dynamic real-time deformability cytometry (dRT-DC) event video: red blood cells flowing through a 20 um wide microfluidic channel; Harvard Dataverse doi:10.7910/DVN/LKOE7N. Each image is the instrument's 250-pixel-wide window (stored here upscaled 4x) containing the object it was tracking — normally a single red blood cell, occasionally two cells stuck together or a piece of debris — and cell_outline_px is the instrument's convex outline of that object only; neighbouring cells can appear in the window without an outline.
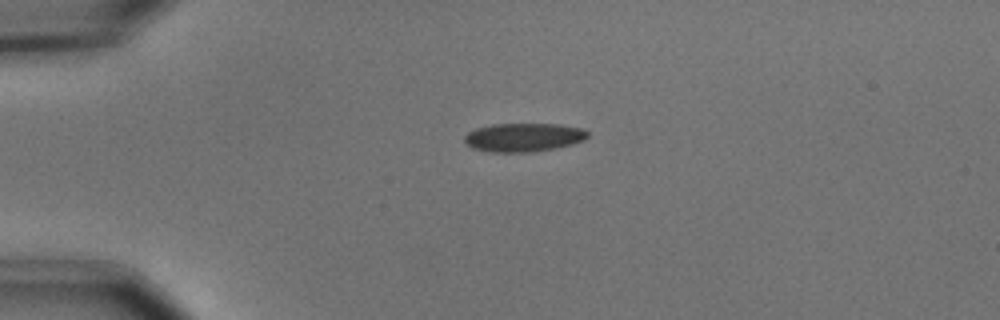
{"species": "common noctule bat (a hibernating species)", "species_latin": "Nyctalus noctula", "temperature_condition": "cold", "stored_images_in_passage": 30, "camera_frame_rate_fps": 3000, "um_per_image_px": 0.085, "animal": {"sex": "male", "body_mass_g": 15.6}, "frame": {"image": 1, "passage_image": 1, "time_ms": 0.0, "image_size_px": [1000, 320], "cell_outline_px": [[588, 136], [584, 140], [572, 144], [556, 148], [532, 152], [488, 152], [472, 148], [464, 140], [464, 136], [468, 132], [476, 128], [492, 124], [556, 124], [580, 128], [588, 132]], "centroid_in_image_um": [44.48, 11.68], "position_along_channel_um": 40.5, "area_um2": 20.52}}
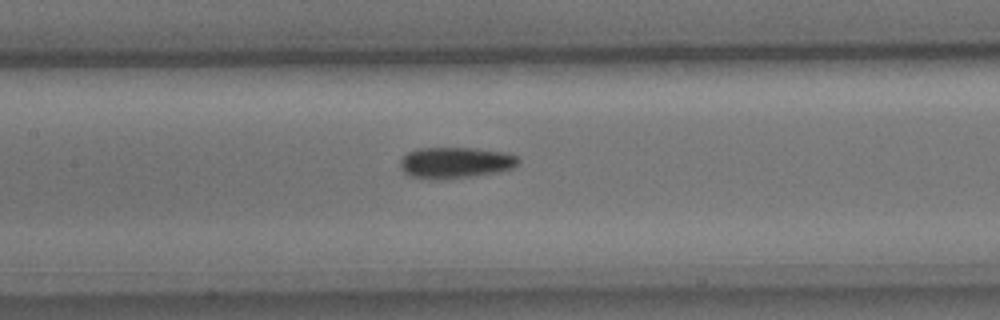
{"frame": {"image": 2, "passage_image": 14, "time_ms": 4.333, "image_size_px": [1000, 320], "cell_outline_px": [[520, 160], [512, 168], [500, 172], [476, 176], [444, 180], [428, 180], [412, 176], [404, 172], [400, 168], [400, 160], [408, 152], [416, 148], [476, 148], [508, 152], [516, 156]], "centroid_in_image_um": [38.71, 13.84], "position_along_channel_um": 168.7, "area_um2": 21.91}}
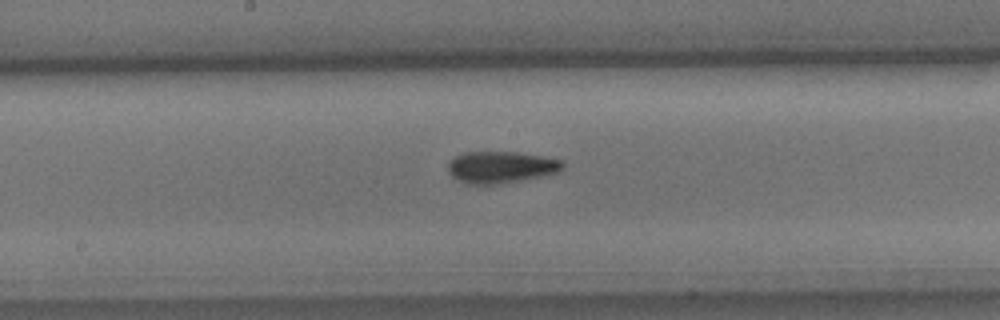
{"frame": {"image": 3, "passage_image": 17, "time_ms": 5.333, "image_size_px": [1000, 320], "cell_outline_px": [[564, 168], [556, 172], [540, 176], [500, 184], [468, 184], [456, 180], [448, 172], [448, 160], [464, 152], [520, 152], [544, 156], [564, 160]], "centroid_in_image_um": [42.56, 14.2], "position_along_channel_um": 205.6, "area_um2": 21.39}}